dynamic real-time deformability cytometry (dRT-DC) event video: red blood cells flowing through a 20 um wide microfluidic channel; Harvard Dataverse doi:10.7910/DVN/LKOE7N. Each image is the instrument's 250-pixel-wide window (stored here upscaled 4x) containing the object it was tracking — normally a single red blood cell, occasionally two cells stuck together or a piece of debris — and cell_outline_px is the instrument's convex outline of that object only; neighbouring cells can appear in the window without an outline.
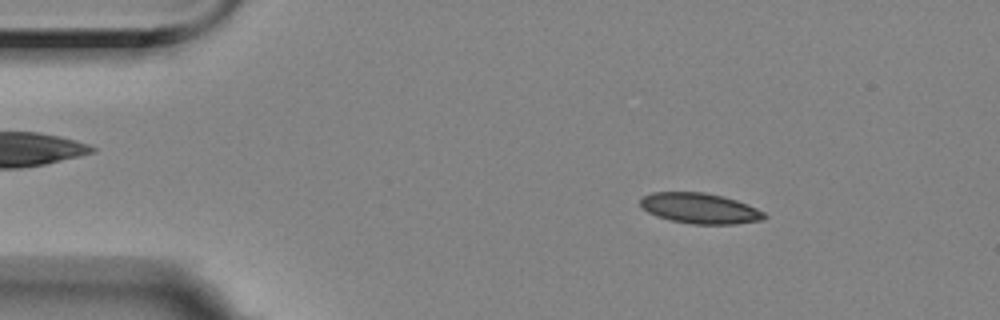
{"species": "Egyptian fruit bat (a non-hibernating species)", "species_latin": "Rousettus aegyptiacus", "temperature_condition": "room temperature", "stored_images_in_passage": 49, "camera_frame_rate_fps": 3000, "um_per_image_px": 0.085, "animal": {"sex": "female"}, "frame": {"image": 1, "passage_image": 7, "time_ms": 2.0, "image_size_px": [1000, 320], "cell_outline_px": [[768, 216], [760, 220], [736, 224], [692, 224], [668, 220], [656, 216], [640, 208], [640, 196], [652, 192], [704, 192], [724, 196], [748, 204], [764, 212]], "centroid_in_image_um": [59.44, 17.7], "position_along_channel_um": 25.6, "area_um2": 22.31}}
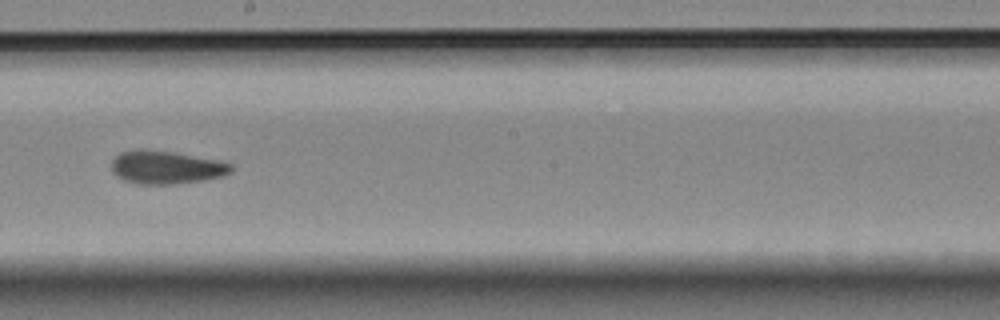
{"frame": {"image": 2, "passage_image": 30, "time_ms": 9.667, "image_size_px": [1000, 320], "cell_outline_px": [[232, 172], [224, 176], [204, 180], [172, 184], [136, 184], [124, 180], [116, 176], [112, 172], [112, 160], [120, 152], [140, 148], [144, 148], [172, 152], [216, 160], [232, 164]], "centroid_in_image_um": [14.09, 14.22], "position_along_channel_um": 234.1, "area_um2": 23.18}}
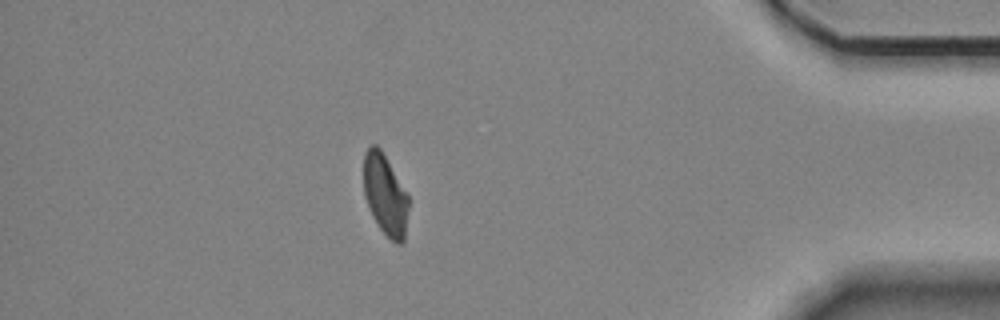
{"frame": {"image": 3, "passage_image": 48, "time_ms": 15.667, "image_size_px": [1000, 320], "cell_outline_px": [[408, 208], [404, 240], [400, 244], [396, 244], [380, 228], [372, 216], [364, 196], [364, 152], [372, 144], [376, 144], [380, 148], [408, 196]], "centroid_in_image_um": [32.72, 16.55], "position_along_channel_um": 402.5, "area_um2": 20.81}, "authors_computed_cell_mechanics": {"area_um2": 22.5998, "velocity_mm_per_s": 3.5076, "shape_relaxation_time_tau1_ms": 10.2884, "shape_relaxation_time_tau2_ms": 2.883, "deformation_change_tau1": 0.1672, "deformation_change_tau2": 0.0816}}